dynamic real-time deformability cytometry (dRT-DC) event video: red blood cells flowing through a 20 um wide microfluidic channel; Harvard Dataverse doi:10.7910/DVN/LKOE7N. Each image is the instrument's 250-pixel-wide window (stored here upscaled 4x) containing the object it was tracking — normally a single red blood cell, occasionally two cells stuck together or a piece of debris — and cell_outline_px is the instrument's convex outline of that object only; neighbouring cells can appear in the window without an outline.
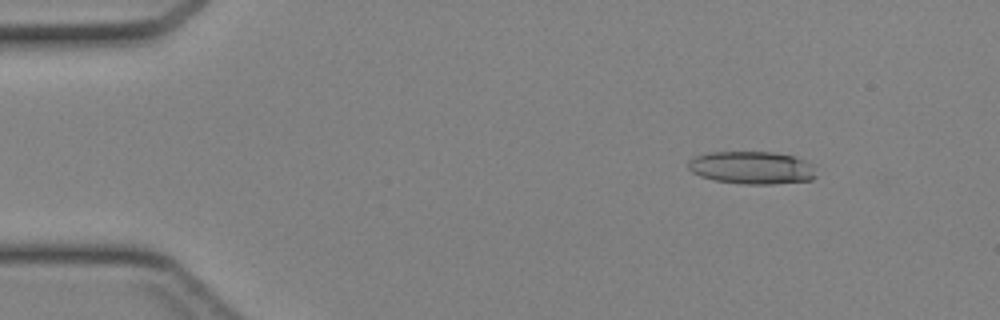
{"species": "Egyptian fruit bat (a non-hibernating species)", "species_latin": "Rousettus aegyptiacus", "temperature_condition": "cold", "stored_images_in_passage": 39, "camera_frame_rate_fps": 3000, "um_per_image_px": 0.085, "animal": {"sex": "female"}, "frame": {"image": 1, "passage_image": 1, "time_ms": 0.0, "image_size_px": [1000, 320], "cell_outline_px": [[816, 176], [812, 180], [772, 184], [744, 184], [712, 180], [700, 176], [692, 172], [688, 168], [688, 160], [696, 156], [708, 152], [776, 152], [808, 160], [812, 164]], "centroid_in_image_um": [63.91, 14.25], "position_along_channel_um": 21.1, "area_um2": 24.62}}
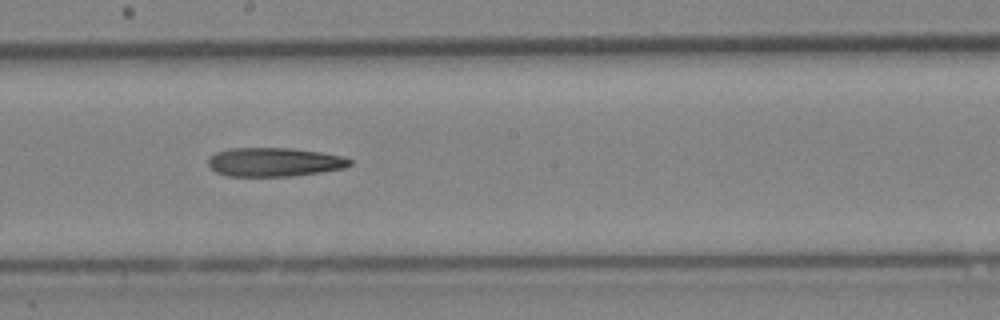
{"frame": {"image": 2, "passage_image": 20, "time_ms": 6.333, "image_size_px": [1000, 320], "cell_outline_px": [[352, 164], [344, 168], [320, 172], [288, 176], [228, 176], [216, 172], [208, 164], [208, 160], [216, 152], [228, 148], [292, 148], [320, 152], [344, 156], [352, 160]], "centroid_in_image_um": [23.33, 13.77], "position_along_channel_um": 224.9, "area_um2": 23.76}}
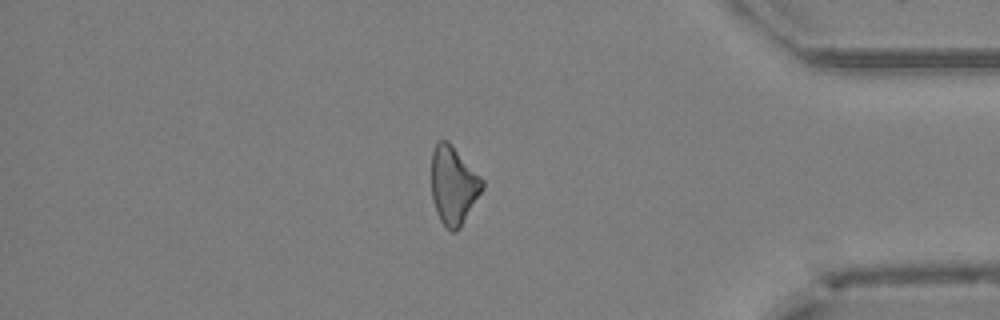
{"frame": {"image": 3, "passage_image": 33, "time_ms": 10.667, "image_size_px": [1000, 320], "cell_outline_px": [[484, 188], [460, 228], [456, 232], [452, 232], [444, 228], [436, 212], [432, 200], [432, 152], [436, 144], [440, 140], [448, 140], [484, 180]], "centroid_in_image_um": [38.54, 15.78], "position_along_channel_um": 396.7, "area_um2": 23.29}}